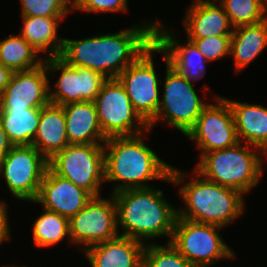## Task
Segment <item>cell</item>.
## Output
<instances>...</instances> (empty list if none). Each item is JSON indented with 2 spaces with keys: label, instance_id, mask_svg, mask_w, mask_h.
I'll return each mask as SVG.
<instances>
[{
  "label": "cell",
  "instance_id": "6da1fadb",
  "mask_svg": "<svg viewBox=\"0 0 267 267\" xmlns=\"http://www.w3.org/2000/svg\"><path fill=\"white\" fill-rule=\"evenodd\" d=\"M152 22L81 40L64 38L59 57L71 66L115 79L155 42V22Z\"/></svg>",
  "mask_w": 267,
  "mask_h": 267
},
{
  "label": "cell",
  "instance_id": "7a4b0ae2",
  "mask_svg": "<svg viewBox=\"0 0 267 267\" xmlns=\"http://www.w3.org/2000/svg\"><path fill=\"white\" fill-rule=\"evenodd\" d=\"M142 134L107 138L104 146L105 181L121 182L112 194L137 188H150L145 181L164 180L180 184L185 174L161 160L142 140Z\"/></svg>",
  "mask_w": 267,
  "mask_h": 267
},
{
  "label": "cell",
  "instance_id": "3957f363",
  "mask_svg": "<svg viewBox=\"0 0 267 267\" xmlns=\"http://www.w3.org/2000/svg\"><path fill=\"white\" fill-rule=\"evenodd\" d=\"M117 207L119 236L146 242L156 237H172L177 209L164 198L158 189H125L111 194ZM144 240V241H143Z\"/></svg>",
  "mask_w": 267,
  "mask_h": 267
},
{
  "label": "cell",
  "instance_id": "277c9868",
  "mask_svg": "<svg viewBox=\"0 0 267 267\" xmlns=\"http://www.w3.org/2000/svg\"><path fill=\"white\" fill-rule=\"evenodd\" d=\"M194 172L193 180L184 183L179 189L187 207L177 209L179 218L224 227L243 213V193L213 183Z\"/></svg>",
  "mask_w": 267,
  "mask_h": 267
},
{
  "label": "cell",
  "instance_id": "5b68a950",
  "mask_svg": "<svg viewBox=\"0 0 267 267\" xmlns=\"http://www.w3.org/2000/svg\"><path fill=\"white\" fill-rule=\"evenodd\" d=\"M251 145H236L204 153L194 170L207 180L245 194L261 179L262 156Z\"/></svg>",
  "mask_w": 267,
  "mask_h": 267
},
{
  "label": "cell",
  "instance_id": "8992f818",
  "mask_svg": "<svg viewBox=\"0 0 267 267\" xmlns=\"http://www.w3.org/2000/svg\"><path fill=\"white\" fill-rule=\"evenodd\" d=\"M158 52L164 55L166 76L163 97L156 117L148 124L149 130L158 120L163 119L186 135L209 103L200 100L192 83L170 65L166 53L159 46Z\"/></svg>",
  "mask_w": 267,
  "mask_h": 267
},
{
  "label": "cell",
  "instance_id": "52a82bcc",
  "mask_svg": "<svg viewBox=\"0 0 267 267\" xmlns=\"http://www.w3.org/2000/svg\"><path fill=\"white\" fill-rule=\"evenodd\" d=\"M48 167L93 197L100 196L106 182L103 144H68L48 160Z\"/></svg>",
  "mask_w": 267,
  "mask_h": 267
},
{
  "label": "cell",
  "instance_id": "ba28073f",
  "mask_svg": "<svg viewBox=\"0 0 267 267\" xmlns=\"http://www.w3.org/2000/svg\"><path fill=\"white\" fill-rule=\"evenodd\" d=\"M221 228L177 217L169 242L194 267H209L219 259L235 258V253L217 232Z\"/></svg>",
  "mask_w": 267,
  "mask_h": 267
},
{
  "label": "cell",
  "instance_id": "9c48e42d",
  "mask_svg": "<svg viewBox=\"0 0 267 267\" xmlns=\"http://www.w3.org/2000/svg\"><path fill=\"white\" fill-rule=\"evenodd\" d=\"M94 103L106 138L135 136L142 132L145 135L149 130L148 124L135 111L124 86L117 78L107 79L102 84Z\"/></svg>",
  "mask_w": 267,
  "mask_h": 267
},
{
  "label": "cell",
  "instance_id": "30bf717a",
  "mask_svg": "<svg viewBox=\"0 0 267 267\" xmlns=\"http://www.w3.org/2000/svg\"><path fill=\"white\" fill-rule=\"evenodd\" d=\"M158 53L154 42L117 79L124 86L135 111L149 124L157 114L160 103L159 83L153 61Z\"/></svg>",
  "mask_w": 267,
  "mask_h": 267
},
{
  "label": "cell",
  "instance_id": "8fae6325",
  "mask_svg": "<svg viewBox=\"0 0 267 267\" xmlns=\"http://www.w3.org/2000/svg\"><path fill=\"white\" fill-rule=\"evenodd\" d=\"M47 167L48 160L34 146H13L0 162V176L15 198L34 202Z\"/></svg>",
  "mask_w": 267,
  "mask_h": 267
},
{
  "label": "cell",
  "instance_id": "7c38bea8",
  "mask_svg": "<svg viewBox=\"0 0 267 267\" xmlns=\"http://www.w3.org/2000/svg\"><path fill=\"white\" fill-rule=\"evenodd\" d=\"M70 242L83 244V250L119 236L117 207L113 195L110 199L94 197L69 220Z\"/></svg>",
  "mask_w": 267,
  "mask_h": 267
},
{
  "label": "cell",
  "instance_id": "4fadbf2b",
  "mask_svg": "<svg viewBox=\"0 0 267 267\" xmlns=\"http://www.w3.org/2000/svg\"><path fill=\"white\" fill-rule=\"evenodd\" d=\"M44 62L48 75L61 71L54 85L55 92L51 91L49 85V100L52 104L63 106L74 102H94L102 84L107 80L99 72L71 66L59 56L44 58Z\"/></svg>",
  "mask_w": 267,
  "mask_h": 267
},
{
  "label": "cell",
  "instance_id": "5bb4252c",
  "mask_svg": "<svg viewBox=\"0 0 267 267\" xmlns=\"http://www.w3.org/2000/svg\"><path fill=\"white\" fill-rule=\"evenodd\" d=\"M215 99L217 103L208 104L185 135L196 141L197 148L202 151L200 157L204 153L229 148L239 142L229 102L224 97L217 96Z\"/></svg>",
  "mask_w": 267,
  "mask_h": 267
},
{
  "label": "cell",
  "instance_id": "9a60e30c",
  "mask_svg": "<svg viewBox=\"0 0 267 267\" xmlns=\"http://www.w3.org/2000/svg\"><path fill=\"white\" fill-rule=\"evenodd\" d=\"M49 103V78L43 62L34 69L13 72L0 98V109L44 107Z\"/></svg>",
  "mask_w": 267,
  "mask_h": 267
},
{
  "label": "cell",
  "instance_id": "2e32d148",
  "mask_svg": "<svg viewBox=\"0 0 267 267\" xmlns=\"http://www.w3.org/2000/svg\"><path fill=\"white\" fill-rule=\"evenodd\" d=\"M94 197L72 181L55 174L47 167L35 203L69 220L82 210Z\"/></svg>",
  "mask_w": 267,
  "mask_h": 267
},
{
  "label": "cell",
  "instance_id": "e0dca14e",
  "mask_svg": "<svg viewBox=\"0 0 267 267\" xmlns=\"http://www.w3.org/2000/svg\"><path fill=\"white\" fill-rule=\"evenodd\" d=\"M161 23L159 19L155 21V43L166 53L170 65L189 82L202 78L206 72L205 64L208 62L204 55L189 40L184 45L178 43L174 33H169Z\"/></svg>",
  "mask_w": 267,
  "mask_h": 267
},
{
  "label": "cell",
  "instance_id": "ac0fdd59",
  "mask_svg": "<svg viewBox=\"0 0 267 267\" xmlns=\"http://www.w3.org/2000/svg\"><path fill=\"white\" fill-rule=\"evenodd\" d=\"M218 0H194L182 21L188 38L231 36L234 27Z\"/></svg>",
  "mask_w": 267,
  "mask_h": 267
},
{
  "label": "cell",
  "instance_id": "d6986e66",
  "mask_svg": "<svg viewBox=\"0 0 267 267\" xmlns=\"http://www.w3.org/2000/svg\"><path fill=\"white\" fill-rule=\"evenodd\" d=\"M144 248V242L118 236L83 251L91 267H143Z\"/></svg>",
  "mask_w": 267,
  "mask_h": 267
},
{
  "label": "cell",
  "instance_id": "ffe728a7",
  "mask_svg": "<svg viewBox=\"0 0 267 267\" xmlns=\"http://www.w3.org/2000/svg\"><path fill=\"white\" fill-rule=\"evenodd\" d=\"M62 107L66 118V133L69 144L105 143L107 138L101 130L94 102H74Z\"/></svg>",
  "mask_w": 267,
  "mask_h": 267
},
{
  "label": "cell",
  "instance_id": "44dd1931",
  "mask_svg": "<svg viewBox=\"0 0 267 267\" xmlns=\"http://www.w3.org/2000/svg\"><path fill=\"white\" fill-rule=\"evenodd\" d=\"M232 109L239 142L267 153V108L258 104H248L226 99Z\"/></svg>",
  "mask_w": 267,
  "mask_h": 267
},
{
  "label": "cell",
  "instance_id": "7402d4cb",
  "mask_svg": "<svg viewBox=\"0 0 267 267\" xmlns=\"http://www.w3.org/2000/svg\"><path fill=\"white\" fill-rule=\"evenodd\" d=\"M68 144L63 107L52 103L41 107L39 125L32 146L49 160Z\"/></svg>",
  "mask_w": 267,
  "mask_h": 267
},
{
  "label": "cell",
  "instance_id": "603a6c76",
  "mask_svg": "<svg viewBox=\"0 0 267 267\" xmlns=\"http://www.w3.org/2000/svg\"><path fill=\"white\" fill-rule=\"evenodd\" d=\"M267 47V19L235 27L231 35L230 53L239 72Z\"/></svg>",
  "mask_w": 267,
  "mask_h": 267
},
{
  "label": "cell",
  "instance_id": "cb8c5ba5",
  "mask_svg": "<svg viewBox=\"0 0 267 267\" xmlns=\"http://www.w3.org/2000/svg\"><path fill=\"white\" fill-rule=\"evenodd\" d=\"M64 17L22 16V36L39 54L47 53L46 58L59 56L64 38H58L57 28Z\"/></svg>",
  "mask_w": 267,
  "mask_h": 267
},
{
  "label": "cell",
  "instance_id": "d4e9b609",
  "mask_svg": "<svg viewBox=\"0 0 267 267\" xmlns=\"http://www.w3.org/2000/svg\"><path fill=\"white\" fill-rule=\"evenodd\" d=\"M41 107L0 109L3 129L13 146H30L35 138Z\"/></svg>",
  "mask_w": 267,
  "mask_h": 267
},
{
  "label": "cell",
  "instance_id": "484cf974",
  "mask_svg": "<svg viewBox=\"0 0 267 267\" xmlns=\"http://www.w3.org/2000/svg\"><path fill=\"white\" fill-rule=\"evenodd\" d=\"M39 53L20 35L0 41V63L13 72L31 70L44 62ZM41 58V59H40Z\"/></svg>",
  "mask_w": 267,
  "mask_h": 267
},
{
  "label": "cell",
  "instance_id": "4316f807",
  "mask_svg": "<svg viewBox=\"0 0 267 267\" xmlns=\"http://www.w3.org/2000/svg\"><path fill=\"white\" fill-rule=\"evenodd\" d=\"M33 239L38 247L58 244L68 236L70 239L69 219L56 212L44 209L33 224Z\"/></svg>",
  "mask_w": 267,
  "mask_h": 267
},
{
  "label": "cell",
  "instance_id": "83f0119b",
  "mask_svg": "<svg viewBox=\"0 0 267 267\" xmlns=\"http://www.w3.org/2000/svg\"><path fill=\"white\" fill-rule=\"evenodd\" d=\"M219 2L234 28L267 19V0H220Z\"/></svg>",
  "mask_w": 267,
  "mask_h": 267
},
{
  "label": "cell",
  "instance_id": "f1b7e54d",
  "mask_svg": "<svg viewBox=\"0 0 267 267\" xmlns=\"http://www.w3.org/2000/svg\"><path fill=\"white\" fill-rule=\"evenodd\" d=\"M166 246L145 245L143 267H194L169 241Z\"/></svg>",
  "mask_w": 267,
  "mask_h": 267
},
{
  "label": "cell",
  "instance_id": "f546056e",
  "mask_svg": "<svg viewBox=\"0 0 267 267\" xmlns=\"http://www.w3.org/2000/svg\"><path fill=\"white\" fill-rule=\"evenodd\" d=\"M20 2L22 16L64 17L73 10L67 0H20Z\"/></svg>",
  "mask_w": 267,
  "mask_h": 267
},
{
  "label": "cell",
  "instance_id": "4dcf8cb0",
  "mask_svg": "<svg viewBox=\"0 0 267 267\" xmlns=\"http://www.w3.org/2000/svg\"><path fill=\"white\" fill-rule=\"evenodd\" d=\"M204 55L206 61L221 59L230 54L231 36H210L207 38H187Z\"/></svg>",
  "mask_w": 267,
  "mask_h": 267
},
{
  "label": "cell",
  "instance_id": "1f68e13d",
  "mask_svg": "<svg viewBox=\"0 0 267 267\" xmlns=\"http://www.w3.org/2000/svg\"><path fill=\"white\" fill-rule=\"evenodd\" d=\"M128 0H79L72 7L88 13L91 12H124L127 11Z\"/></svg>",
  "mask_w": 267,
  "mask_h": 267
},
{
  "label": "cell",
  "instance_id": "d6a6232c",
  "mask_svg": "<svg viewBox=\"0 0 267 267\" xmlns=\"http://www.w3.org/2000/svg\"><path fill=\"white\" fill-rule=\"evenodd\" d=\"M8 206L0 200V245L10 240V225L8 223Z\"/></svg>",
  "mask_w": 267,
  "mask_h": 267
},
{
  "label": "cell",
  "instance_id": "836d02e7",
  "mask_svg": "<svg viewBox=\"0 0 267 267\" xmlns=\"http://www.w3.org/2000/svg\"><path fill=\"white\" fill-rule=\"evenodd\" d=\"M12 147L13 145L10 143L7 134L4 131L0 119V162L6 156V154L11 150Z\"/></svg>",
  "mask_w": 267,
  "mask_h": 267
},
{
  "label": "cell",
  "instance_id": "e575fe53",
  "mask_svg": "<svg viewBox=\"0 0 267 267\" xmlns=\"http://www.w3.org/2000/svg\"><path fill=\"white\" fill-rule=\"evenodd\" d=\"M13 71L0 63V98L6 86L10 82Z\"/></svg>",
  "mask_w": 267,
  "mask_h": 267
},
{
  "label": "cell",
  "instance_id": "d590c367",
  "mask_svg": "<svg viewBox=\"0 0 267 267\" xmlns=\"http://www.w3.org/2000/svg\"><path fill=\"white\" fill-rule=\"evenodd\" d=\"M71 6H73L76 2H78L79 0H67Z\"/></svg>",
  "mask_w": 267,
  "mask_h": 267
},
{
  "label": "cell",
  "instance_id": "8d00e7d4",
  "mask_svg": "<svg viewBox=\"0 0 267 267\" xmlns=\"http://www.w3.org/2000/svg\"><path fill=\"white\" fill-rule=\"evenodd\" d=\"M2 267H7V265H6V266L3 265ZM8 267H9V266H8ZM10 267H16V266H10ZM21 267H26V266H21Z\"/></svg>",
  "mask_w": 267,
  "mask_h": 267
}]
</instances>
